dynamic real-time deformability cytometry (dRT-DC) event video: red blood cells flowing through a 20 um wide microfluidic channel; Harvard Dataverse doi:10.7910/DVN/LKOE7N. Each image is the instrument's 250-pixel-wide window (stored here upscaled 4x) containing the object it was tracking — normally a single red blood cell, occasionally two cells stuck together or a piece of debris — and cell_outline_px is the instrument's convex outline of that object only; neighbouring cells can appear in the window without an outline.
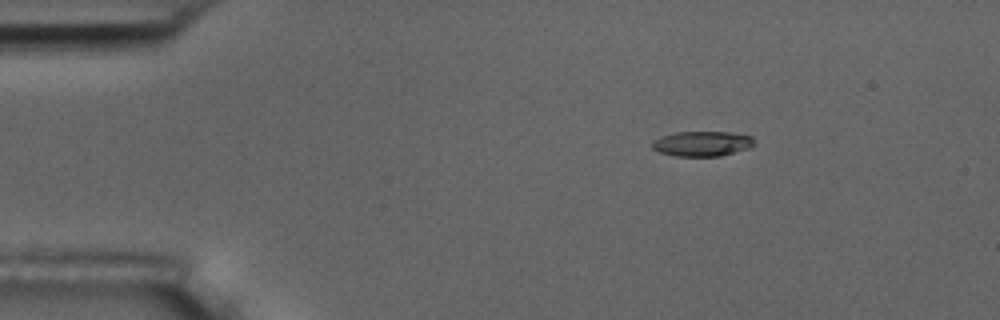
{"species": "common noctule bat (a hibernating species)", "species_latin": "Nyctalus noctula", "temperature_condition": "room temperature", "stored_images_in_passage": 3, "camera_frame_rate_fps": 3000, "um_per_image_px": 0.085, "animal": {"sex": "male", "body_mass_g": 17.5, "forearm_length_mm": 52.3}, "frame": {"image": 1, "passage_image": 1, "time_ms": 0.0, "image_size_px": [1000, 320], "cell_outline_px": [[752, 144], [748, 148], [720, 156], [676, 156], [660, 152], [652, 148], [652, 140], [660, 136], [676, 132], [732, 132], [752, 136]], "centroid_in_image_um": [59.63, 12.2], "position_along_channel_um": 25.4, "area_um2": 14.8}}